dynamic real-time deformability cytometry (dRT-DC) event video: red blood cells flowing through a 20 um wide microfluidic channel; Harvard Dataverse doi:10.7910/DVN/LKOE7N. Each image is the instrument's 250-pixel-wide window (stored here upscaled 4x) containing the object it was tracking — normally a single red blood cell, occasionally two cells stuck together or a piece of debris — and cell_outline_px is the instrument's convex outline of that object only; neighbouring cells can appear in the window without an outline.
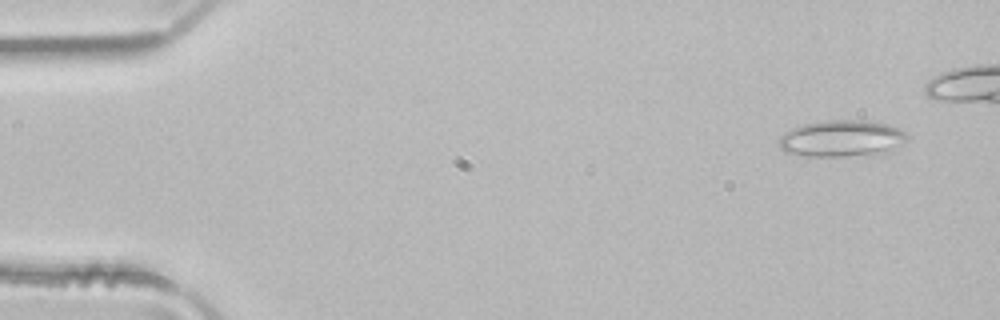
{"species": "common noctule bat (a hibernating species)", "species_latin": "Nyctalus noctula", "temperature_condition": "room temperature", "stored_images_in_passage": 4, "camera_frame_rate_fps": 3000, "um_per_image_px": 0.085, "animal": {"sex": "male", "body_mass_g": 21.5, "forearm_length_mm": 52.0}, "frame": {"image": 1, "passage_image": 1, "time_ms": 0.0, "image_size_px": [1000, 320], "cell_outline_px": [[908, 136], [888, 156], [804, 156], [784, 152], [780, 148], [780, 136], [792, 128], [804, 124], [836, 120], [852, 120], [888, 124], [900, 128]], "centroid_in_image_um": [71.61, 11.82], "position_along_channel_um": 13.4, "area_um2": 27.63}}